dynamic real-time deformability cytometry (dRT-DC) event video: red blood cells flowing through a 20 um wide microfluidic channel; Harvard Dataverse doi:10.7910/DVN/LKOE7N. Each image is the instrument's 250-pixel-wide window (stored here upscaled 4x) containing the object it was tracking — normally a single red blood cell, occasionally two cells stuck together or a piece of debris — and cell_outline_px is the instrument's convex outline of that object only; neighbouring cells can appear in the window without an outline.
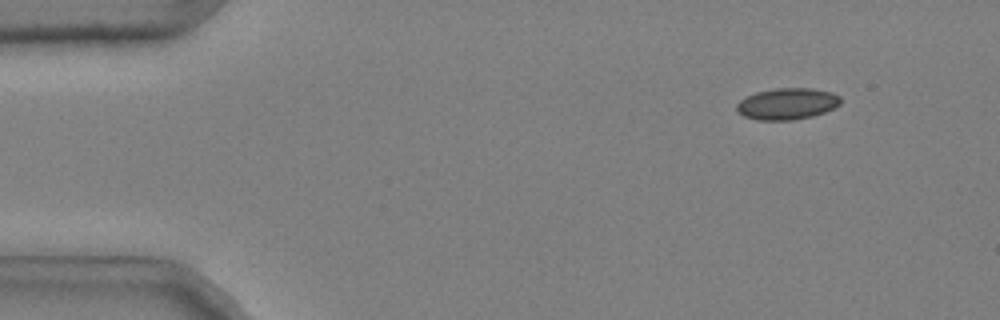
{"species": "common noctule bat (a hibernating species)", "species_latin": "Nyctalus noctula", "temperature_condition": "cold", "stored_images_in_passage": 38, "camera_frame_rate_fps": 3000, "um_per_image_px": 0.085, "animal": {"sex": "male", "body_mass_g": 20.4}, "frame": {"image": 1, "passage_image": 6, "time_ms": 1.667, "image_size_px": [1000, 320], "cell_outline_px": [[840, 104], [824, 112], [812, 116], [792, 120], [756, 120], [744, 116], [736, 112], [736, 104], [740, 100], [756, 92], [776, 88], [812, 88], [832, 92], [840, 96]], "centroid_in_image_um": [66.89, 8.82], "position_along_channel_um": 18.1, "area_um2": 19.07}}